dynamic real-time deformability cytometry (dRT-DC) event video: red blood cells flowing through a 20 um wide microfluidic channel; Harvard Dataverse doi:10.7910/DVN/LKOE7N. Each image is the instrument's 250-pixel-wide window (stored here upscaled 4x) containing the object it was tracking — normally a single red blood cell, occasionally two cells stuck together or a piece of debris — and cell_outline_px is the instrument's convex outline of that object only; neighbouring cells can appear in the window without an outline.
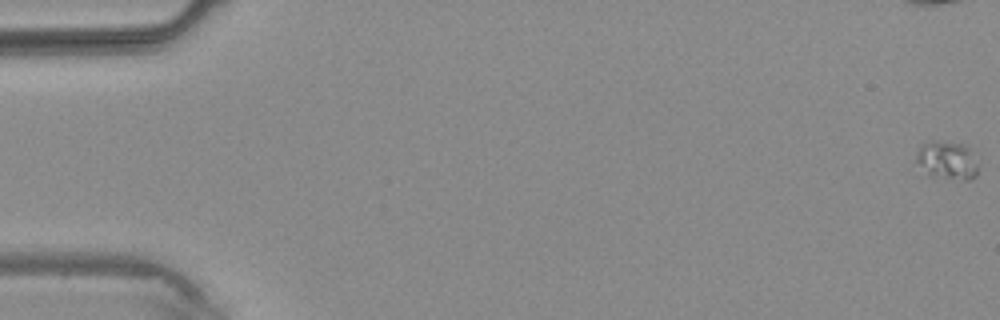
{"species": "common noctule bat (a hibernating species)", "species_latin": "Nyctalus noctula", "temperature_condition": "warm", "stored_images_in_passage": 5, "camera_frame_rate_fps": 3000, "um_per_image_px": 0.085, "animal": {"sex": "male", "body_mass_g": 20.4}, "frame": {"image": 1, "passage_image": 1, "time_ms": 0.0, "image_size_px": [1000, 320], "cell_outline_px": [[976, 176], [972, 180], [960, 180], [932, 176], [916, 160], [916, 156], [920, 144], [928, 140], [936, 140], [964, 144], [968, 148], [976, 164]], "centroid_in_image_um": [80.49, 13.6], "position_along_channel_um": 4.5, "area_um2": 13.58}}